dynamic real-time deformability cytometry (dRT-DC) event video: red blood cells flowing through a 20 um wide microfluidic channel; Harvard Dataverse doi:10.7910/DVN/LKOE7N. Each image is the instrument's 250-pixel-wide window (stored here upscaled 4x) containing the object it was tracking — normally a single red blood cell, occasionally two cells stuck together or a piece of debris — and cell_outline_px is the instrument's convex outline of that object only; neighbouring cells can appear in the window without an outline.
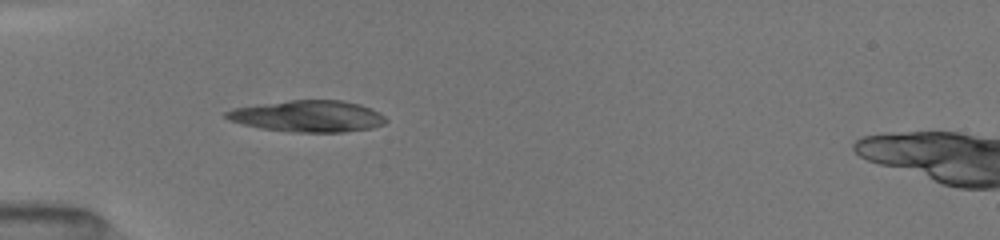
{"species": "common noctule bat (a hibernating species)", "species_latin": "Nyctalus noctula", "temperature_condition": "room temperature", "stored_images_in_passage": 9, "camera_frame_rate_fps": 3000, "um_per_image_px": 0.085, "animal": {"sex": "female", "body_mass_g": 19.5, "forearm_length_mm": 54.1}, "frame": {"image": 1, "passage_image": 9, "time_ms": 2.667, "image_size_px": [1000, 240], "cell_outline_px": [[388, 120], [384, 124], [372, 128], [344, 132], [292, 132], [260, 128], [228, 120], [224, 116], [224, 112], [232, 108], [288, 100], [344, 100], [360, 104], [372, 108], [380, 112]], "centroid_in_image_um": [26.19, 9.87], "position_along_channel_um": 58.8, "area_um2": 29.54}}